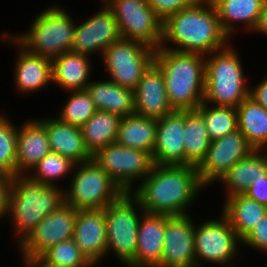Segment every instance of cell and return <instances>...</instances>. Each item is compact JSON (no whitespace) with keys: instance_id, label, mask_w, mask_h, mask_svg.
Masks as SVG:
<instances>
[{"instance_id":"cell-1","label":"cell","mask_w":267,"mask_h":267,"mask_svg":"<svg viewBox=\"0 0 267 267\" xmlns=\"http://www.w3.org/2000/svg\"><path fill=\"white\" fill-rule=\"evenodd\" d=\"M204 188L195 166L155 164L131 193L145 213L182 216L189 214Z\"/></svg>"},{"instance_id":"cell-2","label":"cell","mask_w":267,"mask_h":267,"mask_svg":"<svg viewBox=\"0 0 267 267\" xmlns=\"http://www.w3.org/2000/svg\"><path fill=\"white\" fill-rule=\"evenodd\" d=\"M229 40L221 28L213 2L199 0L163 21L160 47L207 55L225 48L231 42Z\"/></svg>"},{"instance_id":"cell-3","label":"cell","mask_w":267,"mask_h":267,"mask_svg":"<svg viewBox=\"0 0 267 267\" xmlns=\"http://www.w3.org/2000/svg\"><path fill=\"white\" fill-rule=\"evenodd\" d=\"M154 62L161 68L175 110H196L204 99L205 55L159 47Z\"/></svg>"},{"instance_id":"cell-4","label":"cell","mask_w":267,"mask_h":267,"mask_svg":"<svg viewBox=\"0 0 267 267\" xmlns=\"http://www.w3.org/2000/svg\"><path fill=\"white\" fill-rule=\"evenodd\" d=\"M64 204V189L31 180L27 175L14 176L8 213L16 245L31 233L47 215ZM16 234V235H15Z\"/></svg>"},{"instance_id":"cell-5","label":"cell","mask_w":267,"mask_h":267,"mask_svg":"<svg viewBox=\"0 0 267 267\" xmlns=\"http://www.w3.org/2000/svg\"><path fill=\"white\" fill-rule=\"evenodd\" d=\"M231 44L205 55L203 102L208 105L237 108L249 96L241 56Z\"/></svg>"},{"instance_id":"cell-6","label":"cell","mask_w":267,"mask_h":267,"mask_svg":"<svg viewBox=\"0 0 267 267\" xmlns=\"http://www.w3.org/2000/svg\"><path fill=\"white\" fill-rule=\"evenodd\" d=\"M76 23L55 3L35 16L28 31L11 36L28 52L53 60L71 51Z\"/></svg>"},{"instance_id":"cell-7","label":"cell","mask_w":267,"mask_h":267,"mask_svg":"<svg viewBox=\"0 0 267 267\" xmlns=\"http://www.w3.org/2000/svg\"><path fill=\"white\" fill-rule=\"evenodd\" d=\"M138 209V210H137ZM107 226V249L122 265L135 260L140 219L145 211L131 192H124L104 208Z\"/></svg>"},{"instance_id":"cell-8","label":"cell","mask_w":267,"mask_h":267,"mask_svg":"<svg viewBox=\"0 0 267 267\" xmlns=\"http://www.w3.org/2000/svg\"><path fill=\"white\" fill-rule=\"evenodd\" d=\"M64 189V203L77 210L104 209L124 191L94 161L75 164Z\"/></svg>"},{"instance_id":"cell-9","label":"cell","mask_w":267,"mask_h":267,"mask_svg":"<svg viewBox=\"0 0 267 267\" xmlns=\"http://www.w3.org/2000/svg\"><path fill=\"white\" fill-rule=\"evenodd\" d=\"M220 215L219 219L207 218L198 225L194 222L196 267H204L202 262L219 267H237L232 262L239 258L242 240L229 219L222 212Z\"/></svg>"},{"instance_id":"cell-10","label":"cell","mask_w":267,"mask_h":267,"mask_svg":"<svg viewBox=\"0 0 267 267\" xmlns=\"http://www.w3.org/2000/svg\"><path fill=\"white\" fill-rule=\"evenodd\" d=\"M100 59L108 80L134 91L154 62L155 50L141 42L121 38L113 42Z\"/></svg>"},{"instance_id":"cell-11","label":"cell","mask_w":267,"mask_h":267,"mask_svg":"<svg viewBox=\"0 0 267 267\" xmlns=\"http://www.w3.org/2000/svg\"><path fill=\"white\" fill-rule=\"evenodd\" d=\"M113 12L123 39L141 42L152 49L160 47L163 20L147 0H103Z\"/></svg>"},{"instance_id":"cell-12","label":"cell","mask_w":267,"mask_h":267,"mask_svg":"<svg viewBox=\"0 0 267 267\" xmlns=\"http://www.w3.org/2000/svg\"><path fill=\"white\" fill-rule=\"evenodd\" d=\"M94 160L124 192L135 189V183L142 181L153 169L151 152L128 148L116 142L98 151Z\"/></svg>"},{"instance_id":"cell-13","label":"cell","mask_w":267,"mask_h":267,"mask_svg":"<svg viewBox=\"0 0 267 267\" xmlns=\"http://www.w3.org/2000/svg\"><path fill=\"white\" fill-rule=\"evenodd\" d=\"M254 150L239 130L212 140L204 159L196 167L200 183L212 188L211 184L217 183L237 161Z\"/></svg>"},{"instance_id":"cell-14","label":"cell","mask_w":267,"mask_h":267,"mask_svg":"<svg viewBox=\"0 0 267 267\" xmlns=\"http://www.w3.org/2000/svg\"><path fill=\"white\" fill-rule=\"evenodd\" d=\"M77 209L66 203L47 214L18 244L22 256L40 257L50 247L73 238Z\"/></svg>"},{"instance_id":"cell-15","label":"cell","mask_w":267,"mask_h":267,"mask_svg":"<svg viewBox=\"0 0 267 267\" xmlns=\"http://www.w3.org/2000/svg\"><path fill=\"white\" fill-rule=\"evenodd\" d=\"M101 3L98 12L75 26L72 52L102 57L113 42L122 38L113 12L103 0Z\"/></svg>"},{"instance_id":"cell-16","label":"cell","mask_w":267,"mask_h":267,"mask_svg":"<svg viewBox=\"0 0 267 267\" xmlns=\"http://www.w3.org/2000/svg\"><path fill=\"white\" fill-rule=\"evenodd\" d=\"M191 214L165 217V240L158 267H196Z\"/></svg>"},{"instance_id":"cell-17","label":"cell","mask_w":267,"mask_h":267,"mask_svg":"<svg viewBox=\"0 0 267 267\" xmlns=\"http://www.w3.org/2000/svg\"><path fill=\"white\" fill-rule=\"evenodd\" d=\"M3 39H2V38ZM2 41L7 44L11 42L13 46L18 48L15 56V64L13 69L14 86L23 95L26 93H37L42 88L53 85L52 83V60L35 55L28 52L8 33H2L0 36Z\"/></svg>"},{"instance_id":"cell-18","label":"cell","mask_w":267,"mask_h":267,"mask_svg":"<svg viewBox=\"0 0 267 267\" xmlns=\"http://www.w3.org/2000/svg\"><path fill=\"white\" fill-rule=\"evenodd\" d=\"M73 239L85 257L96 267L102 264L107 249L104 209L77 210ZM99 262V263H98Z\"/></svg>"},{"instance_id":"cell-19","label":"cell","mask_w":267,"mask_h":267,"mask_svg":"<svg viewBox=\"0 0 267 267\" xmlns=\"http://www.w3.org/2000/svg\"><path fill=\"white\" fill-rule=\"evenodd\" d=\"M185 110H175L157 119L156 143L152 153L156 165H185Z\"/></svg>"},{"instance_id":"cell-20","label":"cell","mask_w":267,"mask_h":267,"mask_svg":"<svg viewBox=\"0 0 267 267\" xmlns=\"http://www.w3.org/2000/svg\"><path fill=\"white\" fill-rule=\"evenodd\" d=\"M135 114L160 119L174 112L169 102L161 68L153 62L134 90Z\"/></svg>"},{"instance_id":"cell-21","label":"cell","mask_w":267,"mask_h":267,"mask_svg":"<svg viewBox=\"0 0 267 267\" xmlns=\"http://www.w3.org/2000/svg\"><path fill=\"white\" fill-rule=\"evenodd\" d=\"M51 152L45 125L27 119L17 127L16 175H27Z\"/></svg>"},{"instance_id":"cell-22","label":"cell","mask_w":267,"mask_h":267,"mask_svg":"<svg viewBox=\"0 0 267 267\" xmlns=\"http://www.w3.org/2000/svg\"><path fill=\"white\" fill-rule=\"evenodd\" d=\"M167 215L144 213L140 219L135 260L132 267H158L165 240Z\"/></svg>"},{"instance_id":"cell-23","label":"cell","mask_w":267,"mask_h":267,"mask_svg":"<svg viewBox=\"0 0 267 267\" xmlns=\"http://www.w3.org/2000/svg\"><path fill=\"white\" fill-rule=\"evenodd\" d=\"M38 119L45 125L52 152L70 159L75 164L92 160V156L86 150L80 127L52 116Z\"/></svg>"},{"instance_id":"cell-24","label":"cell","mask_w":267,"mask_h":267,"mask_svg":"<svg viewBox=\"0 0 267 267\" xmlns=\"http://www.w3.org/2000/svg\"><path fill=\"white\" fill-rule=\"evenodd\" d=\"M92 57L65 52L52 60V83L66 92L86 90L91 82Z\"/></svg>"},{"instance_id":"cell-25","label":"cell","mask_w":267,"mask_h":267,"mask_svg":"<svg viewBox=\"0 0 267 267\" xmlns=\"http://www.w3.org/2000/svg\"><path fill=\"white\" fill-rule=\"evenodd\" d=\"M216 7L222 30L230 38H233L239 26L245 32L252 33L256 27L259 14L266 0H211ZM240 25H239V24ZM235 25V26H234ZM239 25V26H237ZM247 30V31H246Z\"/></svg>"},{"instance_id":"cell-26","label":"cell","mask_w":267,"mask_h":267,"mask_svg":"<svg viewBox=\"0 0 267 267\" xmlns=\"http://www.w3.org/2000/svg\"><path fill=\"white\" fill-rule=\"evenodd\" d=\"M267 176V150H254L237 161L218 181L225 185V197L244 194L257 178Z\"/></svg>"},{"instance_id":"cell-27","label":"cell","mask_w":267,"mask_h":267,"mask_svg":"<svg viewBox=\"0 0 267 267\" xmlns=\"http://www.w3.org/2000/svg\"><path fill=\"white\" fill-rule=\"evenodd\" d=\"M97 110L119 117L135 114L134 91L105 79L91 81L86 88Z\"/></svg>"},{"instance_id":"cell-28","label":"cell","mask_w":267,"mask_h":267,"mask_svg":"<svg viewBox=\"0 0 267 267\" xmlns=\"http://www.w3.org/2000/svg\"><path fill=\"white\" fill-rule=\"evenodd\" d=\"M222 213L242 240L267 214V206L244 194L224 198Z\"/></svg>"},{"instance_id":"cell-29","label":"cell","mask_w":267,"mask_h":267,"mask_svg":"<svg viewBox=\"0 0 267 267\" xmlns=\"http://www.w3.org/2000/svg\"><path fill=\"white\" fill-rule=\"evenodd\" d=\"M157 119L133 114L122 117L116 143L128 148L153 153L156 143Z\"/></svg>"},{"instance_id":"cell-30","label":"cell","mask_w":267,"mask_h":267,"mask_svg":"<svg viewBox=\"0 0 267 267\" xmlns=\"http://www.w3.org/2000/svg\"><path fill=\"white\" fill-rule=\"evenodd\" d=\"M236 111L238 130L255 150H267V110L248 96Z\"/></svg>"},{"instance_id":"cell-31","label":"cell","mask_w":267,"mask_h":267,"mask_svg":"<svg viewBox=\"0 0 267 267\" xmlns=\"http://www.w3.org/2000/svg\"><path fill=\"white\" fill-rule=\"evenodd\" d=\"M120 121L121 117L115 114L97 110L80 128L86 150L92 157L116 141Z\"/></svg>"},{"instance_id":"cell-32","label":"cell","mask_w":267,"mask_h":267,"mask_svg":"<svg viewBox=\"0 0 267 267\" xmlns=\"http://www.w3.org/2000/svg\"><path fill=\"white\" fill-rule=\"evenodd\" d=\"M185 165L197 167L204 159L211 139L203 116L197 110H185L184 128Z\"/></svg>"},{"instance_id":"cell-33","label":"cell","mask_w":267,"mask_h":267,"mask_svg":"<svg viewBox=\"0 0 267 267\" xmlns=\"http://www.w3.org/2000/svg\"><path fill=\"white\" fill-rule=\"evenodd\" d=\"M75 163L70 159L55 153H48L35 167L27 174V176L36 182L49 186H63L59 182L63 178H69L73 173Z\"/></svg>"},{"instance_id":"cell-34","label":"cell","mask_w":267,"mask_h":267,"mask_svg":"<svg viewBox=\"0 0 267 267\" xmlns=\"http://www.w3.org/2000/svg\"><path fill=\"white\" fill-rule=\"evenodd\" d=\"M202 116L211 140L238 130L237 111L234 107L202 103L196 109Z\"/></svg>"},{"instance_id":"cell-35","label":"cell","mask_w":267,"mask_h":267,"mask_svg":"<svg viewBox=\"0 0 267 267\" xmlns=\"http://www.w3.org/2000/svg\"><path fill=\"white\" fill-rule=\"evenodd\" d=\"M67 93L70 95L64 101L57 118L81 128L94 115L97 108L86 90Z\"/></svg>"},{"instance_id":"cell-36","label":"cell","mask_w":267,"mask_h":267,"mask_svg":"<svg viewBox=\"0 0 267 267\" xmlns=\"http://www.w3.org/2000/svg\"><path fill=\"white\" fill-rule=\"evenodd\" d=\"M0 113V174L16 176L17 126Z\"/></svg>"},{"instance_id":"cell-37","label":"cell","mask_w":267,"mask_h":267,"mask_svg":"<svg viewBox=\"0 0 267 267\" xmlns=\"http://www.w3.org/2000/svg\"><path fill=\"white\" fill-rule=\"evenodd\" d=\"M40 257L56 267H94L80 251L73 238L50 247Z\"/></svg>"},{"instance_id":"cell-38","label":"cell","mask_w":267,"mask_h":267,"mask_svg":"<svg viewBox=\"0 0 267 267\" xmlns=\"http://www.w3.org/2000/svg\"><path fill=\"white\" fill-rule=\"evenodd\" d=\"M242 244L252 250L263 251L267 254V214L259 223L242 239Z\"/></svg>"},{"instance_id":"cell-39","label":"cell","mask_w":267,"mask_h":267,"mask_svg":"<svg viewBox=\"0 0 267 267\" xmlns=\"http://www.w3.org/2000/svg\"><path fill=\"white\" fill-rule=\"evenodd\" d=\"M155 13L164 21L168 16L187 8L199 0H147Z\"/></svg>"},{"instance_id":"cell-40","label":"cell","mask_w":267,"mask_h":267,"mask_svg":"<svg viewBox=\"0 0 267 267\" xmlns=\"http://www.w3.org/2000/svg\"><path fill=\"white\" fill-rule=\"evenodd\" d=\"M14 176L0 174V222L7 217Z\"/></svg>"},{"instance_id":"cell-41","label":"cell","mask_w":267,"mask_h":267,"mask_svg":"<svg viewBox=\"0 0 267 267\" xmlns=\"http://www.w3.org/2000/svg\"><path fill=\"white\" fill-rule=\"evenodd\" d=\"M244 195L267 206V176L254 180Z\"/></svg>"},{"instance_id":"cell-42","label":"cell","mask_w":267,"mask_h":267,"mask_svg":"<svg viewBox=\"0 0 267 267\" xmlns=\"http://www.w3.org/2000/svg\"><path fill=\"white\" fill-rule=\"evenodd\" d=\"M258 83L250 87L249 97L267 110V77L265 76L264 80Z\"/></svg>"},{"instance_id":"cell-43","label":"cell","mask_w":267,"mask_h":267,"mask_svg":"<svg viewBox=\"0 0 267 267\" xmlns=\"http://www.w3.org/2000/svg\"><path fill=\"white\" fill-rule=\"evenodd\" d=\"M253 33H258L267 37V0L264 2L262 10L259 14V18L256 27L252 31Z\"/></svg>"},{"instance_id":"cell-44","label":"cell","mask_w":267,"mask_h":267,"mask_svg":"<svg viewBox=\"0 0 267 267\" xmlns=\"http://www.w3.org/2000/svg\"><path fill=\"white\" fill-rule=\"evenodd\" d=\"M22 258L23 267H56L48 264L41 257H32V256H20Z\"/></svg>"}]
</instances>
